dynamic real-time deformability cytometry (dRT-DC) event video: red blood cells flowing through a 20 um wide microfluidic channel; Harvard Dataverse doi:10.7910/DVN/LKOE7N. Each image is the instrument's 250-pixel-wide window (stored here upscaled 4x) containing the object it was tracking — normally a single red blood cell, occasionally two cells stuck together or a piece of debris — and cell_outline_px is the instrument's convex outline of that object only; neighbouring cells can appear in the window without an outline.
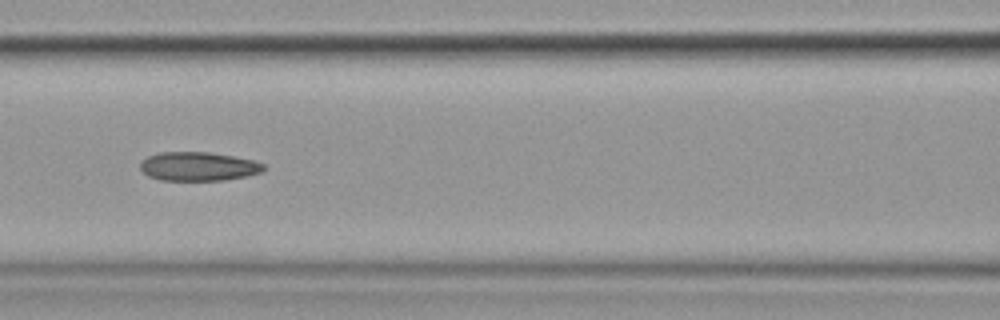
{"species": "common noctule bat (a hibernating species)", "species_latin": "Nyctalus noctula", "temperature_condition": "cold", "stored_images_in_passage": 11, "camera_frame_rate_fps": 3000, "um_per_image_px": 0.085, "animal": {"sex": "female", "body_mass_g": 19.9}, "frame": {"image": 1, "passage_image": 7, "time_ms": 8.333, "image_size_px": [1000, 320], "cell_outline_px": [[264, 172], [248, 176], [224, 180], [160, 180], [148, 176], [140, 168], [140, 164], [148, 156], [160, 152], [208, 152], [256, 160], [264, 164]], "centroid_in_image_um": [16.9, 14.15], "position_along_channel_um": 149.7, "area_um2": 20.81}}
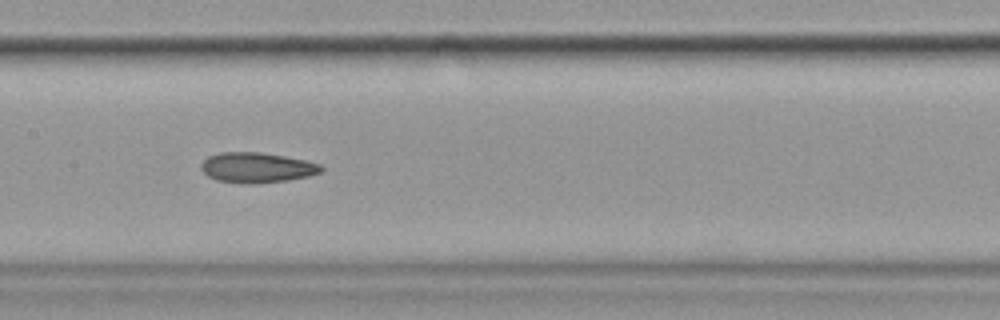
{"frame": {"image": 2, "passage_image": 8, "time_ms": 9.333, "image_size_px": [1000, 320], "cell_outline_px": [[324, 168], [320, 172], [308, 176], [288, 180], [256, 184], [248, 184], [216, 180], [208, 176], [200, 168], [200, 164], [208, 156], [220, 152], [260, 152], [284, 156], [304, 160], [320, 164]], "centroid_in_image_um": [21.81, 14.25], "position_along_channel_um": 185.6, "area_um2": 21.15}}